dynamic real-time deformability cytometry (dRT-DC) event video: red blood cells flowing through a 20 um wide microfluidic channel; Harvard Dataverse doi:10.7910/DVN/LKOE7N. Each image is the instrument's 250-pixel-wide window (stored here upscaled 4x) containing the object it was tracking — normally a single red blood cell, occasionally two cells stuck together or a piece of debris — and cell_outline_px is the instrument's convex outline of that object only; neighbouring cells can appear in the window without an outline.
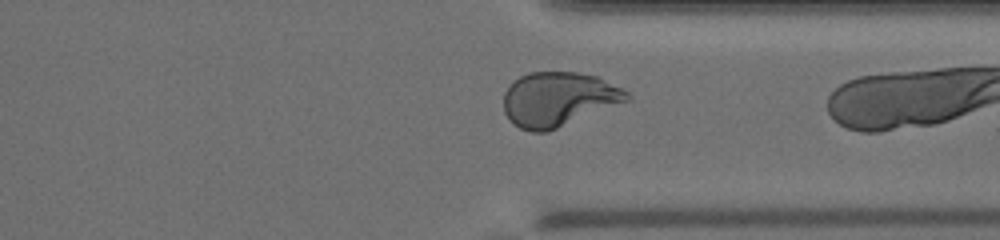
{"species": "human", "species_latin": "Homo sapiens", "temperature_condition": "warm", "stored_images_in_passage": 37, "camera_frame_rate_fps": 3000, "um_per_image_px": 0.085, "donor": {"sex": "male"}, "frame": {"image": 1, "passage_image": 36, "time_ms": 11.667, "image_size_px": [1000, 240], "cell_outline_px": [[632, 100], [548, 132], [532, 132], [520, 128], [504, 112], [504, 92], [520, 76], [528, 72], [576, 72], [600, 76], [628, 92], [632, 96]], "centroid_in_image_um": [47.54, 8.43], "position_along_channel_um": 363.9, "area_um2": 39.3}}